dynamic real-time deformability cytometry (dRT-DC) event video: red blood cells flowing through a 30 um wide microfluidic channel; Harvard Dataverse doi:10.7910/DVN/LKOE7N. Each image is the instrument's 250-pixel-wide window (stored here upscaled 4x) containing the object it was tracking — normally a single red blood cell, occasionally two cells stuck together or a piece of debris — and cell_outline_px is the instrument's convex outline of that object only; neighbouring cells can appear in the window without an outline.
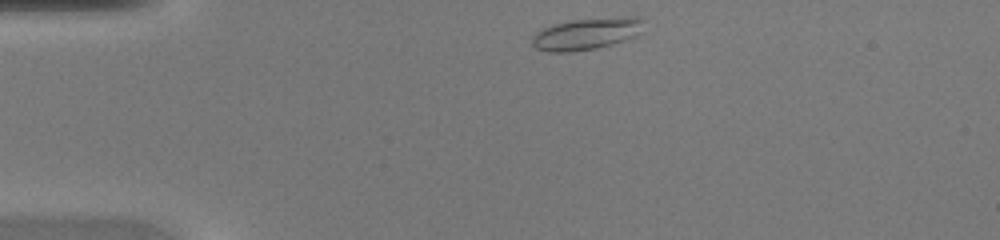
{"species": "common noctule bat (a hibernating species)", "species_latin": "Nyctalus noctula", "temperature_condition": "warm", "stored_images_in_passage": 37, "camera_frame_rate_fps": 3000, "um_per_image_px": 0.085, "animal": {"sex": "female", "body_mass_g": 20.0, "forearm_length_mm": 54.0}, "frame": {"image": 1, "passage_image": 1, "time_ms": 0.0, "image_size_px": [1000, 240], "cell_outline_px": [[648, 20], [644, 32], [636, 36], [624, 40], [596, 48], [572, 52], [548, 52], [536, 48], [532, 44], [532, 36], [536, 32], [552, 24], [572, 20], [624, 16], [636, 16]], "centroid_in_image_um": [49.95, 2.85], "position_along_channel_um": 35.0, "area_um2": 21.15}}
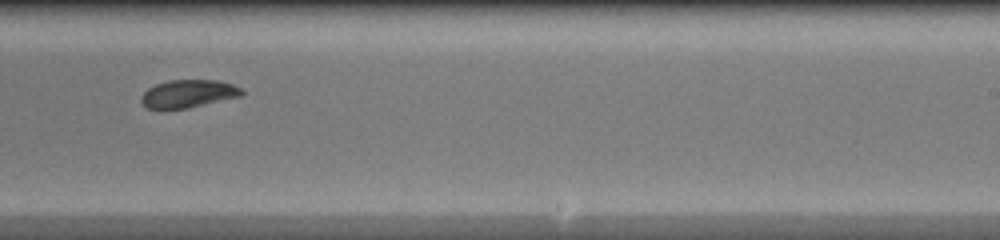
{"frame": {"image": 2, "passage_image": 20, "time_ms": 6.333, "image_size_px": [1000, 240], "cell_outline_px": [[244, 96], [188, 108], [160, 112], [148, 108], [140, 100], [140, 96], [148, 88], [156, 84], [168, 80], [216, 80], [232, 84], [240, 88], [244, 92]], "centroid_in_image_um": [15.97, 8.0], "position_along_channel_um": 273.0, "area_um2": 16.88}}
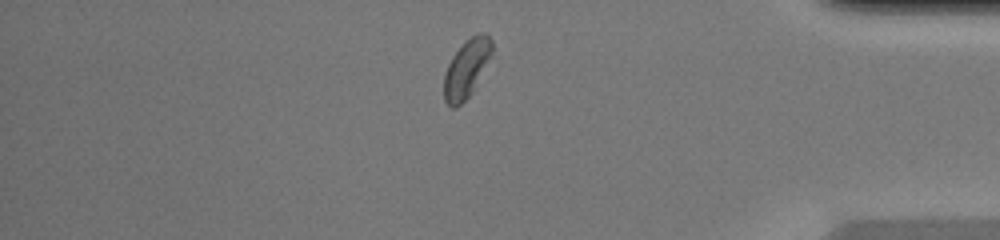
{"frame": {"image": 3, "passage_image": 30, "time_ms": 9.667, "image_size_px": [1000, 240], "cell_outline_px": [[492, 52], [472, 92], [456, 108], [452, 108], [444, 100], [444, 72], [452, 56], [472, 36], [480, 32], [484, 32], [492, 40]], "centroid_in_image_um": [39.63, 5.84], "position_along_channel_um": 395.6, "area_um2": 15.78}}